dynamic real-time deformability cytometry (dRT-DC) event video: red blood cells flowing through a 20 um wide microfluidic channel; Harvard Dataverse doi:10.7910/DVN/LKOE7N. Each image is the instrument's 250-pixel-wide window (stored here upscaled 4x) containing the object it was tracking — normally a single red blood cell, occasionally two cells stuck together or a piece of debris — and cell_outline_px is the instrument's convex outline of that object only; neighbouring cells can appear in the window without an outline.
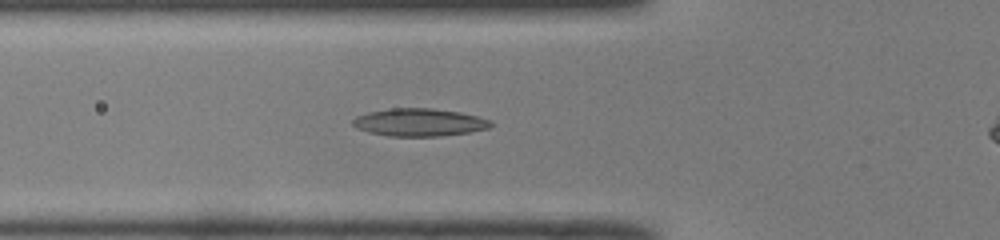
{"species": "common noctule bat (a hibernating species)", "species_latin": "Nyctalus noctula", "temperature_condition": "room temperature", "stored_images_in_passage": 32, "camera_frame_rate_fps": 3000, "um_per_image_px": 0.085, "animal": {"sex": "male", "body_mass_g": 19.0, "forearm_length_mm": 50.8}, "frame": {"image": 1, "passage_image": 2, "time_ms": 0.333, "image_size_px": [1000, 240], "cell_outline_px": [[492, 124], [488, 128], [468, 132], [440, 136], [388, 136], [368, 132], [356, 128], [352, 124], [352, 120], [356, 116], [368, 112], [392, 108], [432, 108], [460, 112], [492, 120]], "centroid_in_image_um": [35.61, 10.4], "position_along_channel_um": 90.2, "area_um2": 22.25}}
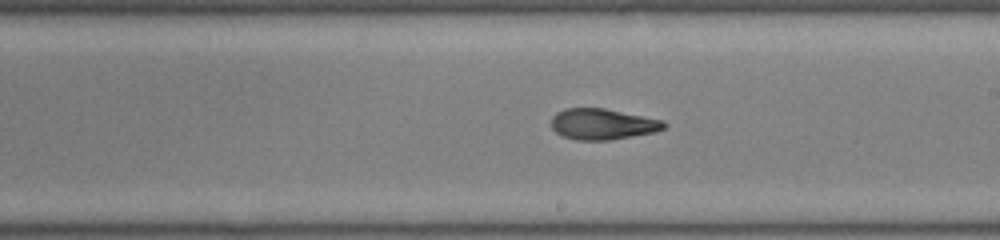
{"frame": {"image": 2, "passage_image": 13, "time_ms": 4.0, "image_size_px": [1000, 240], "cell_outline_px": [[668, 124], [664, 128], [656, 132], [608, 140], [576, 140], [564, 136], [556, 132], [552, 128], [552, 116], [556, 112], [564, 108], [604, 108], [664, 120]], "centroid_in_image_um": [51.23, 10.54], "position_along_channel_um": 237.8, "area_um2": 20.35}}
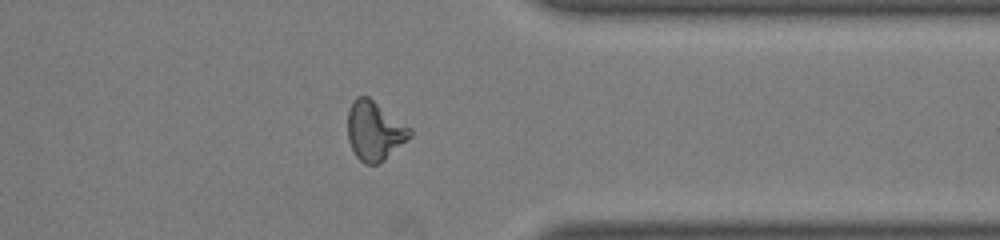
{"frame": {"image": 3, "passage_image": 24, "time_ms": 7.667, "image_size_px": [1000, 240], "cell_outline_px": [[412, 136], [384, 160], [376, 164], [364, 164], [356, 156], [348, 140], [348, 112], [352, 100], [356, 96], [368, 96], [412, 128]], "centroid_in_image_um": [31.84, 11.11], "position_along_channel_um": 379.6, "area_um2": 21.5}}